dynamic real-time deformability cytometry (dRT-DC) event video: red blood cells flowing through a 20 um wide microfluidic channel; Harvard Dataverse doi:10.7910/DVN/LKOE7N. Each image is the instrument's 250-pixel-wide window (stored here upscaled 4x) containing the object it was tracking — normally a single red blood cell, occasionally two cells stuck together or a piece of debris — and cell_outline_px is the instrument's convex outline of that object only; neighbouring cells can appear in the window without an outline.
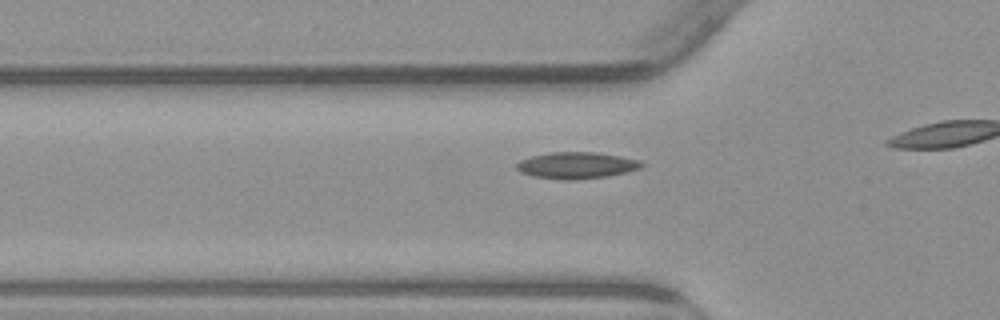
{"species": "common noctule bat (a hibernating species)", "species_latin": "Nyctalus noctula", "temperature_condition": "warm", "stored_images_in_passage": 18, "camera_frame_rate_fps": 3000, "um_per_image_px": 0.085, "animal": {"sex": "male", "body_mass_g": 23.1, "forearm_length_mm": 52.7}, "frame": {"image": 1, "passage_image": 13, "time_ms": 4.0, "image_size_px": [1000, 320], "cell_outline_px": [[644, 164], [640, 168], [608, 176], [576, 180], [564, 180], [532, 176], [520, 172], [516, 168], [516, 164], [520, 160], [532, 156], [552, 152], [596, 152], [620, 156], [636, 160]], "centroid_in_image_um": [48.96, 14.06], "position_along_channel_um": 76.8, "area_um2": 19.19}}
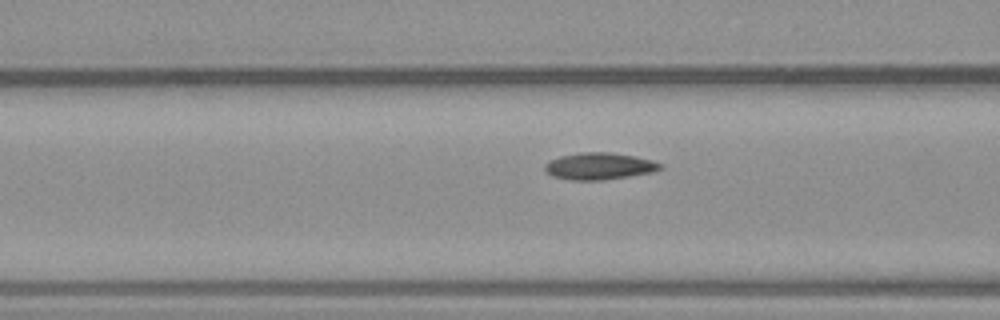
{"frame": {"image": 2, "passage_image": 16, "time_ms": 5.0, "image_size_px": [1000, 320], "cell_outline_px": [[664, 168], [652, 172], [604, 180], [572, 180], [552, 176], [544, 168], [544, 164], [560, 156], [580, 152], [608, 152], [636, 156], [652, 160], [664, 164]], "centroid_in_image_um": [50.98, 14.12], "position_along_channel_um": 115.6, "area_um2": 18.09}}